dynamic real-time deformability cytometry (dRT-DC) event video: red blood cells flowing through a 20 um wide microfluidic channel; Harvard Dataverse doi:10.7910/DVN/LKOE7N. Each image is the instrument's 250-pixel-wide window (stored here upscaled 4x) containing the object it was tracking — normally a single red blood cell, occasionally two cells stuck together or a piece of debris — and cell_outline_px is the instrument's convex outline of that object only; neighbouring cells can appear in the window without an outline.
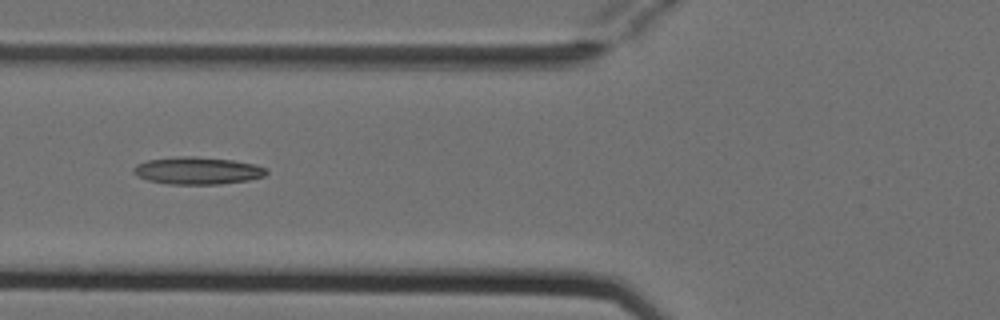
{"species": "Egyptian fruit bat (a non-hibernating species)", "species_latin": "Rousettus aegyptiacus", "temperature_condition": "cold", "stored_images_in_passage": 5, "camera_frame_rate_fps": 3000, "um_per_image_px": 0.085, "animal": {"sex": "female"}, "frame": {"image": 1, "passage_image": 3, "time_ms": 0.667, "image_size_px": [1000, 320], "cell_outline_px": [[268, 172], [264, 176], [248, 180], [220, 184], [168, 184], [148, 180], [136, 176], [132, 172], [132, 168], [136, 164], [148, 160], [180, 156], [196, 156], [232, 160], [256, 164], [264, 168]], "centroid_in_image_um": [16.75, 14.5], "position_along_channel_um": 109.0, "area_um2": 21.21}}
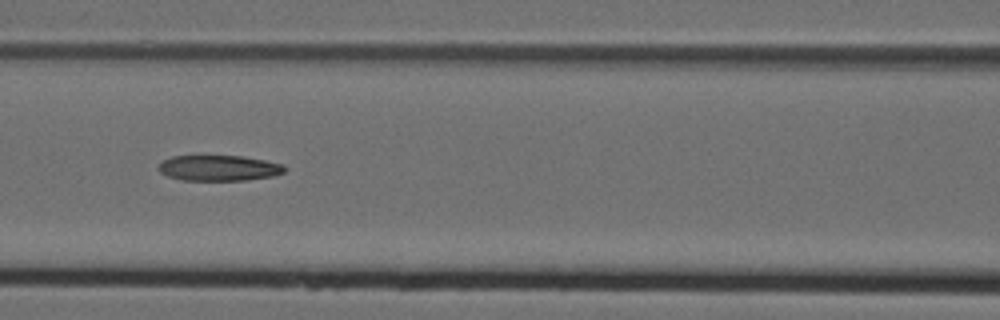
{"frame": {"image": 2, "passage_image": 4, "time_ms": 1.0, "image_size_px": [1000, 320], "cell_outline_px": [[288, 168], [284, 172], [272, 176], [248, 180], [180, 180], [168, 176], [160, 172], [156, 168], [164, 160], [172, 156], [244, 156], [284, 164]], "centroid_in_image_um": [18.62, 14.28], "position_along_channel_um": 148.0, "area_um2": 18.9}}
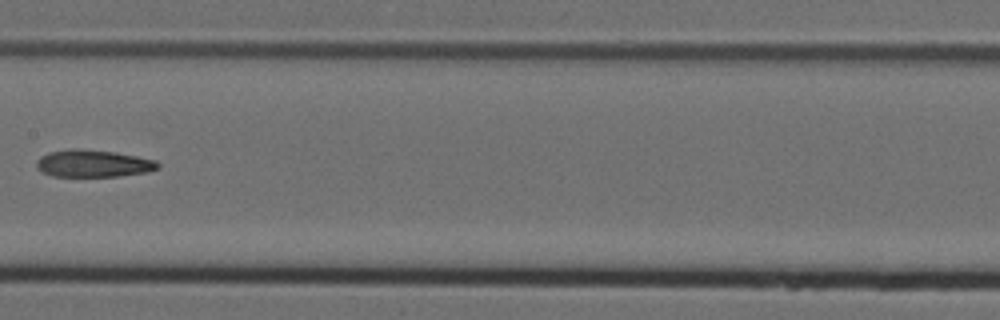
{"frame": {"image": 3, "passage_image": 5, "time_ms": 1.333, "image_size_px": [1000, 320], "cell_outline_px": [[160, 168], [148, 172], [120, 176], [52, 176], [36, 168], [36, 160], [40, 156], [48, 152], [68, 148], [80, 148], [116, 152], [156, 160], [160, 164]], "centroid_in_image_um": [7.92, 13.88], "position_along_channel_um": 199.5, "area_um2": 19.54}}